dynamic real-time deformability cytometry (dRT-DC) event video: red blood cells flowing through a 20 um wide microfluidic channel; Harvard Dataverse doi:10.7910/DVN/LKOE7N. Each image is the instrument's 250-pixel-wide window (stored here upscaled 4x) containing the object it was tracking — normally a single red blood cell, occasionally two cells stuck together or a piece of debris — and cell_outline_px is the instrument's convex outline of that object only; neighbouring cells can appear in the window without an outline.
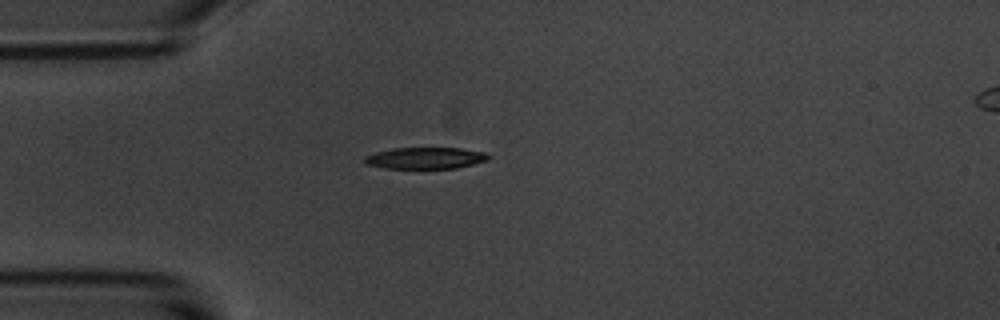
{"species": "common noctule bat (a hibernating species)", "species_latin": "Nyctalus noctula", "temperature_condition": "room temperature", "stored_images_in_passage": 12, "camera_frame_rate_fps": 3000, "um_per_image_px": 0.085, "animal": {"sex": "male", "body_mass_g": 20.1, "forearm_length_mm": 53.5}, "frame": {"image": 1, "passage_image": 1, "time_ms": 0.0, "image_size_px": [1000, 320], "cell_outline_px": [[492, 156], [488, 160], [456, 168], [384, 168], [364, 164], [364, 156], [376, 152], [392, 148], [460, 148], [484, 152]], "centroid_in_image_um": [36.14, 13.43], "position_along_channel_um": 48.9, "area_um2": 15.55}}
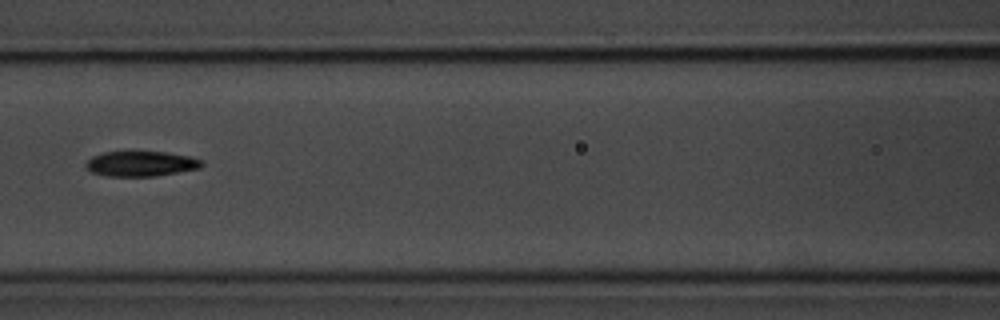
{"frame": {"image": 2, "passage_image": 4, "time_ms": 3.333, "image_size_px": [1000, 320], "cell_outline_px": [[204, 164], [200, 168], [156, 176], [104, 176], [92, 172], [84, 164], [92, 156], [104, 152], [168, 152], [188, 156], [204, 160]], "centroid_in_image_um": [12.0, 13.92], "position_along_channel_um": 154.6, "area_um2": 16.99}}
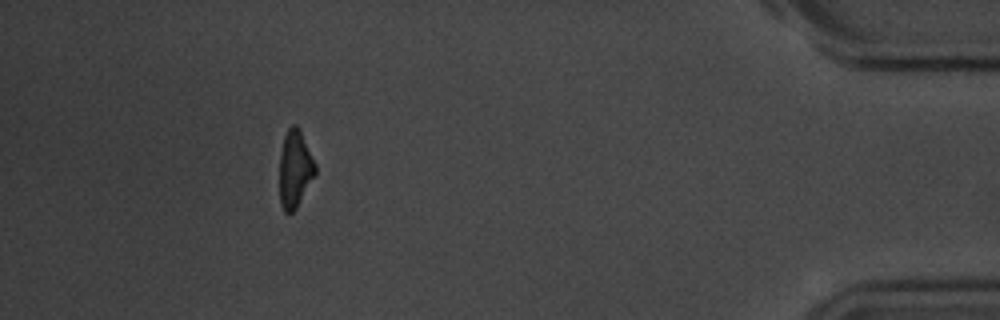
{"frame": {"image": 3, "passage_image": 11, "time_ms": 12.333, "image_size_px": [1000, 320], "cell_outline_px": [[316, 172], [296, 208], [292, 212], [284, 212], [280, 204], [280, 152], [284, 136], [288, 128], [292, 124], [296, 124], [300, 128], [316, 164]], "centroid_in_image_um": [25.06, 14.32], "position_along_channel_um": 410.1, "area_um2": 16.07}, "authors_computed_cell_mechanics": {"area_um2": 17.1377, "velocity_mm_per_s": 3.4803, "shape_relaxation_time_tau1_ms": 3.9907, "shape_relaxation_time_tau2_ms": null, "deformation_change_tau1": 0.1503, "deformation_change_tau2": null}}